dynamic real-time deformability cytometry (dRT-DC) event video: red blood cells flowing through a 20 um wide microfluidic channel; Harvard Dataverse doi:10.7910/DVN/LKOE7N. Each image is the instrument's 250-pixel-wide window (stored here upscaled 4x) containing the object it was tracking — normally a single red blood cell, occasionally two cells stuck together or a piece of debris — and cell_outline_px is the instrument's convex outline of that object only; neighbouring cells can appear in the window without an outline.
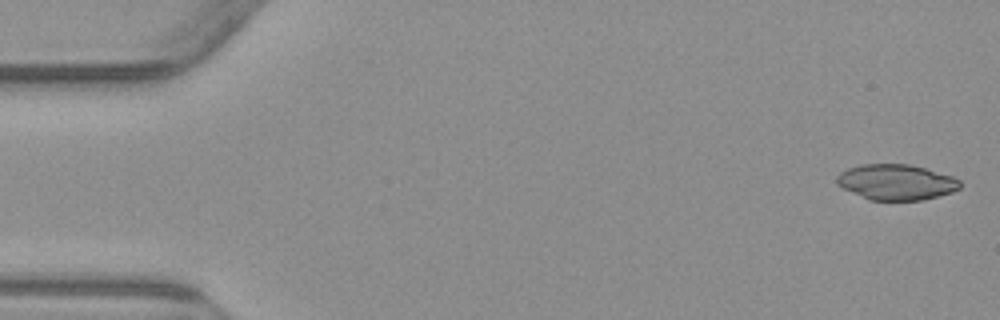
{"species": "common noctule bat (a hibernating species)", "species_latin": "Nyctalus noctula", "temperature_condition": "warm", "stored_images_in_passage": 5, "camera_frame_rate_fps": 3000, "um_per_image_px": 0.085, "animal": {"sex": "male", "body_mass_g": 23.1, "forearm_length_mm": 52.7}, "frame": {"image": 1, "passage_image": 1, "time_ms": 0.0, "image_size_px": [1000, 320], "cell_outline_px": [[960, 188], [952, 192], [920, 200], [868, 200], [836, 184], [836, 176], [840, 172], [848, 168], [860, 164], [908, 164], [924, 168], [952, 176], [960, 180]], "centroid_in_image_um": [76.15, 15.48], "position_along_channel_um": 8.9, "area_um2": 25.43}}
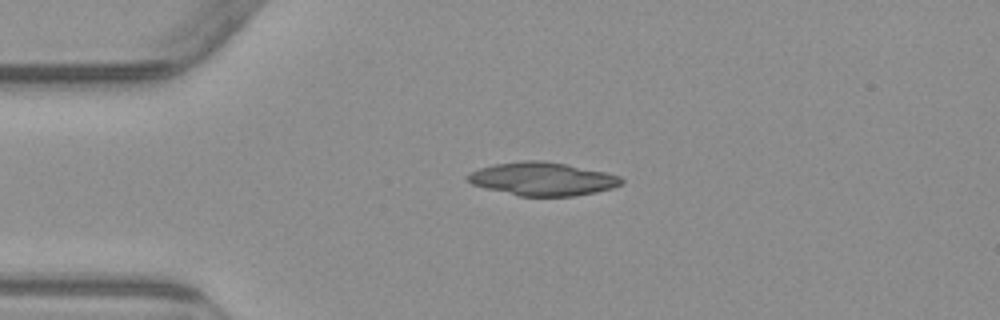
{"frame": {"image": 2, "passage_image": 4, "time_ms": 3.667, "image_size_px": [1000, 320], "cell_outline_px": [[624, 184], [612, 188], [596, 192], [572, 196], [520, 196], [484, 188], [472, 184], [464, 176], [480, 168], [496, 164], [520, 160], [544, 160], [568, 164], [604, 172], [620, 176], [624, 180]], "centroid_in_image_um": [46.13, 15.2], "position_along_channel_um": 38.9, "area_um2": 29.88}}